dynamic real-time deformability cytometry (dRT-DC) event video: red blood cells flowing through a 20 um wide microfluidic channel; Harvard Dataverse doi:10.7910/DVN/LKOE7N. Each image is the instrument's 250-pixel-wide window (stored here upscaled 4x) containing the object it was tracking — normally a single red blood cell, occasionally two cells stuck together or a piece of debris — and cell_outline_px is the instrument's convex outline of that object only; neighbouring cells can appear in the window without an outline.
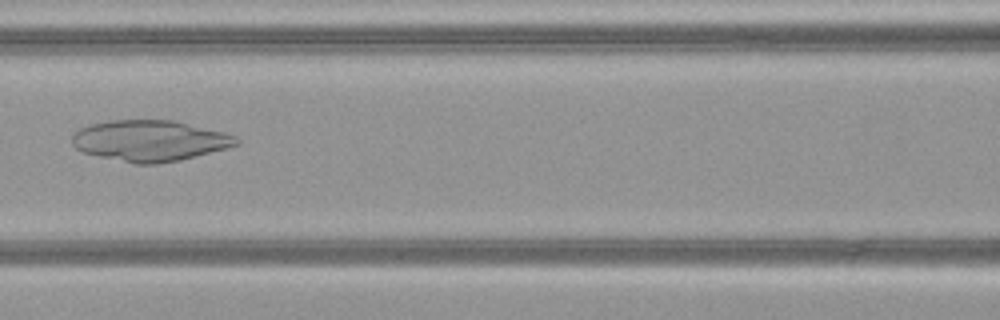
{"species": "common noctule bat (a hibernating species)", "species_latin": "Nyctalus noctula", "temperature_condition": "warm", "stored_images_in_passage": 50, "camera_frame_rate_fps": 3000, "um_per_image_px": 0.085, "animal": {"sex": "female", "body_mass_g": 21.9}, "frame": {"image": 1, "passage_image": 23, "time_ms": 7.333, "image_size_px": [1000, 320], "cell_outline_px": [[240, 144], [228, 148], [180, 160], [156, 164], [136, 164], [100, 156], [84, 152], [76, 148], [72, 144], [72, 136], [80, 128], [88, 124], [108, 120], [172, 120], [224, 132], [236, 136], [240, 140]], "centroid_in_image_um": [12.75, 11.95], "position_along_channel_um": 153.8, "area_um2": 39.19}}
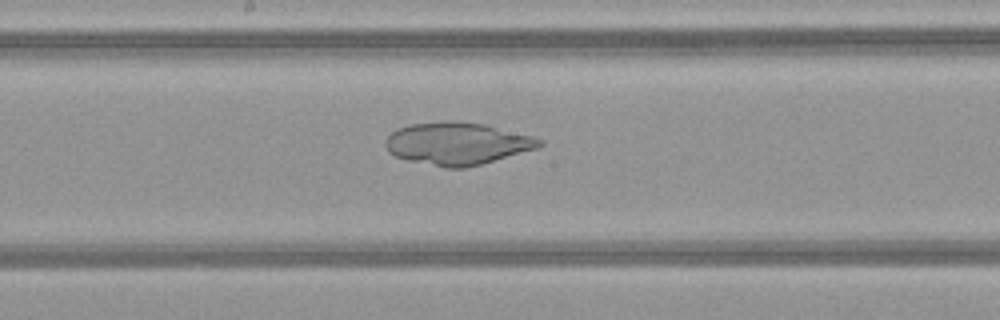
{"frame": {"image": 2, "passage_image": 27, "time_ms": 8.667, "image_size_px": [1000, 320], "cell_outline_px": [[544, 144], [536, 148], [480, 164], [464, 168], [444, 168], [408, 160], [396, 156], [388, 152], [384, 144], [384, 140], [396, 128], [412, 124], [444, 120], [448, 120], [484, 124], [532, 136], [544, 140]], "centroid_in_image_um": [38.82, 12.19], "position_along_channel_um": 209.4, "area_um2": 37.92}}
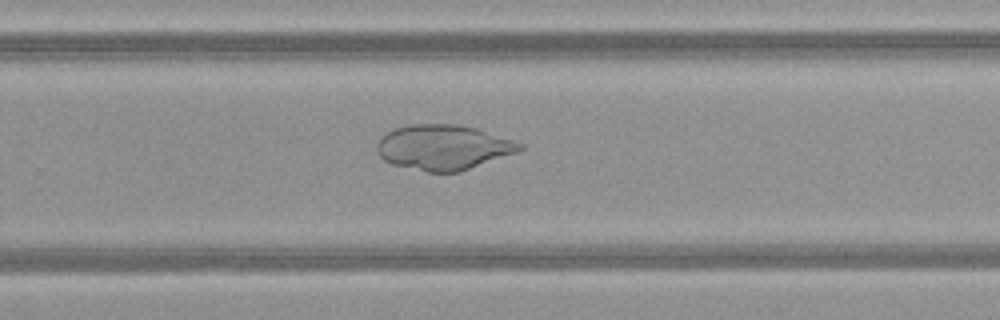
{"frame": {"image": 3, "passage_image": 33, "time_ms": 10.667, "image_size_px": [1000, 320], "cell_outline_px": [[524, 148], [516, 152], [460, 172], [428, 172], [392, 164], [384, 160], [380, 156], [376, 148], [376, 144], [380, 136], [396, 128], [412, 124], [456, 124], [476, 128], [524, 144]], "centroid_in_image_um": [37.66, 12.52], "position_along_channel_um": 292.1, "area_um2": 37.34}}